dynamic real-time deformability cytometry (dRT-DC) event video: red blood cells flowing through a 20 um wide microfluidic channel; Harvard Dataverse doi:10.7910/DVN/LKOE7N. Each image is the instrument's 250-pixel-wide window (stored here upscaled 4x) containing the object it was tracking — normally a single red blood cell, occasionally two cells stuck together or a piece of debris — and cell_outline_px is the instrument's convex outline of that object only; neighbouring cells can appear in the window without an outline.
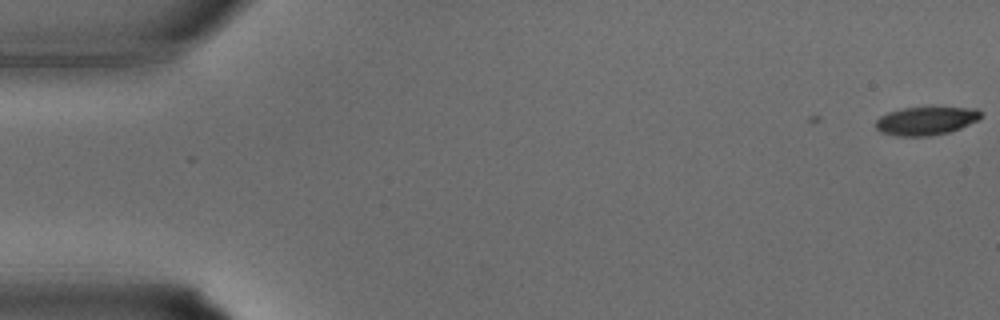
{"species": "common noctule bat (a hibernating species)", "species_latin": "Nyctalus noctula", "temperature_condition": "warm", "stored_images_in_passage": 11, "camera_frame_rate_fps": 3000, "um_per_image_px": 0.085, "animal": {"sex": "male", "body_mass_g": 15.6}, "frame": {"image": 1, "passage_image": 1, "time_ms": 0.0, "image_size_px": [1000, 320], "cell_outline_px": [[984, 116], [960, 128], [948, 132], [928, 136], [896, 136], [880, 132], [876, 128], [876, 120], [880, 116], [888, 112], [904, 108], [976, 108]], "centroid_in_image_um": [78.68, 10.28], "position_along_channel_um": 6.3, "area_um2": 17.11}}
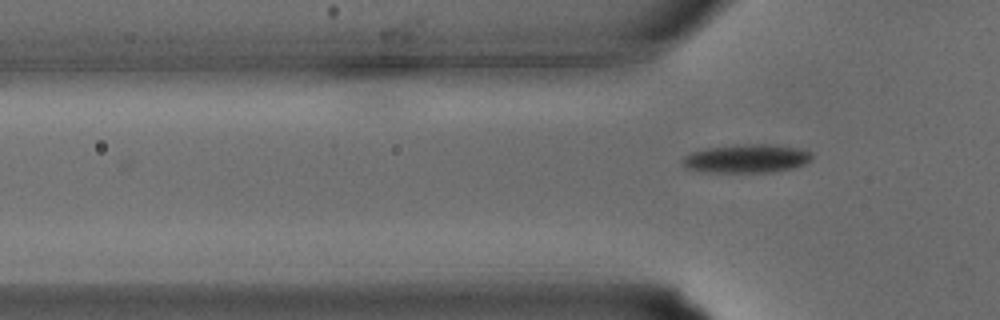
{"frame": {"image": 2, "passage_image": 11, "time_ms": 3.333, "image_size_px": [1000, 320], "cell_outline_px": [[812, 160], [804, 164], [792, 168], [772, 172], [704, 172], [684, 168], [680, 164], [680, 160], [684, 156], [692, 152], [708, 148], [748, 144], [764, 144], [796, 148], [812, 152]], "centroid_in_image_um": [63.41, 13.49], "position_along_channel_um": 62.4, "area_um2": 21.44}}